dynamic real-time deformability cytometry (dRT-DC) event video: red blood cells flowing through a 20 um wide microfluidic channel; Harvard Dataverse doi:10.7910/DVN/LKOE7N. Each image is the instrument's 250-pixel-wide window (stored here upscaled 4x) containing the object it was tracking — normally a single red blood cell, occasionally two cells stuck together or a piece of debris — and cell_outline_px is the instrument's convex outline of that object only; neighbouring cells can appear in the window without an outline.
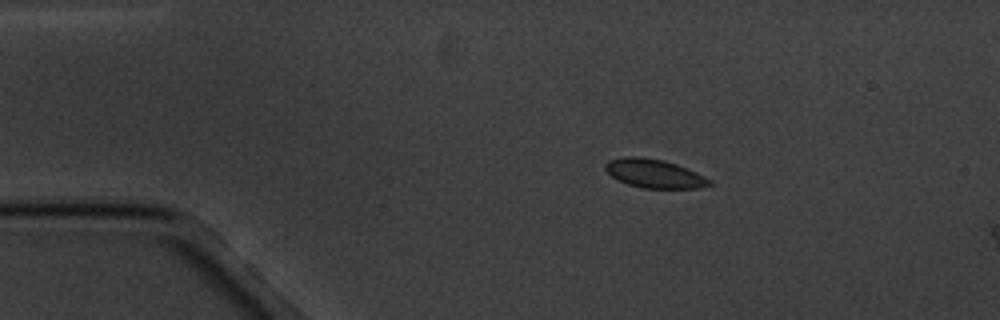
{"species": "common noctule bat (a hibernating species)", "species_latin": "Nyctalus noctula", "temperature_condition": "cold", "stored_images_in_passage": 5, "camera_frame_rate_fps": 3000, "um_per_image_px": 0.085, "animal": {"sex": "male", "body_mass_g": 20.1, "forearm_length_mm": 53.5}, "frame": {"image": 1, "passage_image": 3, "time_ms": 3.0, "image_size_px": [1000, 320], "cell_outline_px": [[712, 184], [696, 188], [644, 188], [628, 184], [612, 176], [604, 168], [604, 164], [608, 160], [624, 156], [640, 156], [664, 160], [676, 164], [696, 172], [712, 180]], "centroid_in_image_um": [55.6, 14.73], "position_along_channel_um": 29.4, "area_um2": 17.34}}